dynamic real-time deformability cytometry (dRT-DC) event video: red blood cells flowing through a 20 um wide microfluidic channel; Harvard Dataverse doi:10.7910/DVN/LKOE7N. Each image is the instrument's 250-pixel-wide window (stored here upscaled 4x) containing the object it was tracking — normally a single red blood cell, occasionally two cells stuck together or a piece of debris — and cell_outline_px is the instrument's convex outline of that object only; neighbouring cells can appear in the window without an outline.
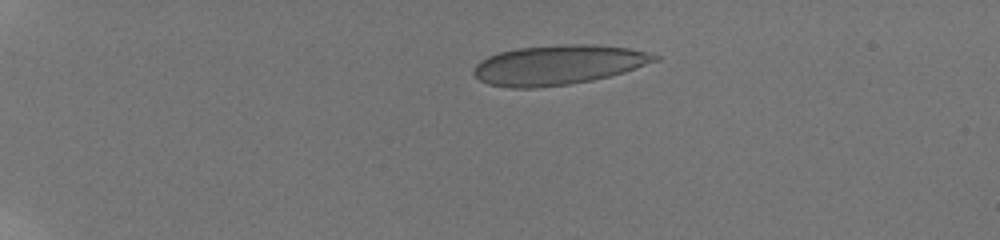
{"species": "human", "species_latin": "Homo sapiens", "temperature_condition": "room temperature", "stored_images_in_passage": 35, "camera_frame_rate_fps": 3000, "um_per_image_px": 0.085, "donor": {"sex": "male"}, "frame": {"image": 1, "passage_image": 1, "time_ms": 0.0, "image_size_px": [1000, 240], "cell_outline_px": [[660, 60], [624, 72], [592, 80], [568, 84], [536, 88], [512, 88], [488, 84], [480, 80], [472, 72], [472, 68], [480, 60], [488, 56], [500, 52], [516, 48], [568, 44], [592, 44], [628, 48], [660, 56]], "centroid_in_image_um": [47.42, 5.52], "position_along_channel_um": 37.6, "area_um2": 41.73}}
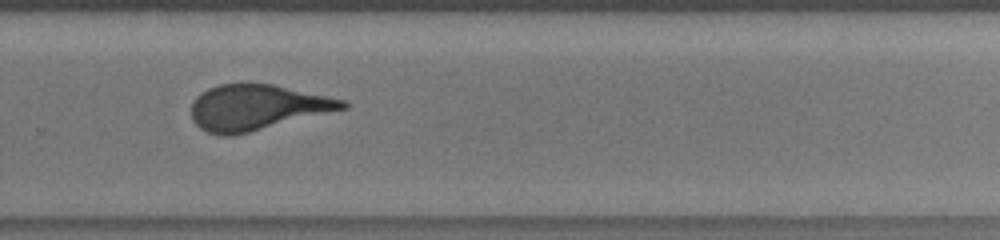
{"frame": {"image": 2, "passage_image": 26, "time_ms": 9.333, "image_size_px": [1000, 240], "cell_outline_px": [[348, 108], [232, 136], [220, 136], [208, 132], [200, 128], [192, 120], [192, 104], [196, 96], [200, 92], [208, 88], [220, 84], [272, 84], [344, 100], [348, 104]], "centroid_in_image_um": [21.8, 9.14], "position_along_channel_um": 308.0, "area_um2": 39.71}}
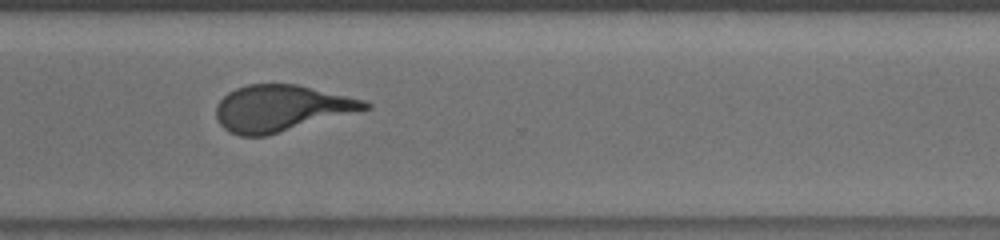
{"frame": {"image": 3, "passage_image": 28, "time_ms": 10.333, "image_size_px": [1000, 240], "cell_outline_px": [[372, 108], [268, 136], [240, 136], [228, 132], [220, 124], [216, 116], [216, 104], [228, 92], [236, 88], [248, 84], [296, 84], [364, 100], [372, 104]], "centroid_in_image_um": [23.89, 9.21], "position_along_channel_um": 346.7, "area_um2": 40.29}, "authors_computed_cell_mechanics": {"area_um2": 40.749, "velocity_mm_per_s": 3.8617, "shape_relaxation_time_tau1_ms": 6.0678, "shape_relaxation_time_tau2_ms": null, "deformation_change_tau1": 0.2053, "deformation_change_tau2": null}}